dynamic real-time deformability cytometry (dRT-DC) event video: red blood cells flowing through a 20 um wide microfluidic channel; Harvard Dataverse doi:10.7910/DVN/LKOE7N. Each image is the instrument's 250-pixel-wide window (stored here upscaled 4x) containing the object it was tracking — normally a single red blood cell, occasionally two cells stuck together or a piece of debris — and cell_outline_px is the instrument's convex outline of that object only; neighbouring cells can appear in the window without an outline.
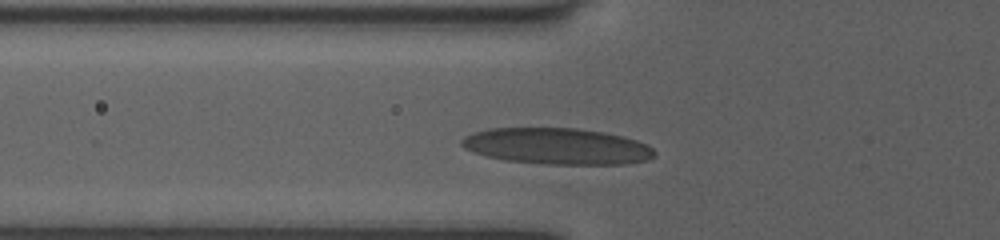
{"species": "human", "species_latin": "Homo sapiens", "temperature_condition": "room temperature", "stored_images_in_passage": 28, "camera_frame_rate_fps": 3000, "um_per_image_px": 0.085, "donor": {"sex": "female"}, "frame": {"image": 1, "passage_image": 2, "time_ms": 0.333, "image_size_px": [1000, 240], "cell_outline_px": [[656, 152], [648, 160], [624, 164], [548, 164], [504, 160], [488, 156], [464, 148], [460, 144], [460, 140], [464, 136], [472, 132], [488, 128], [576, 128], [604, 132], [624, 136], [648, 144]], "centroid_in_image_um": [47.35, 12.42], "position_along_channel_um": 78.5, "area_um2": 40.86}}
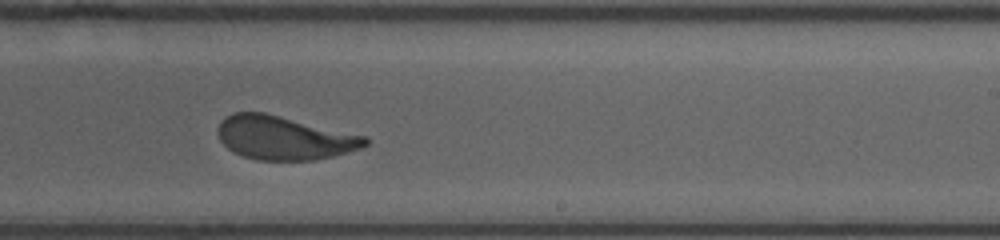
{"frame": {"image": 2, "passage_image": 16, "time_ms": 5.0, "image_size_px": [1000, 240], "cell_outline_px": [[372, 140], [368, 144], [360, 148], [332, 156], [312, 160], [256, 160], [232, 152], [220, 140], [216, 132], [216, 128], [220, 120], [224, 116], [232, 112], [264, 112], [368, 136]], "centroid_in_image_um": [24.13, 11.7], "position_along_channel_um": 264.9, "area_um2": 37.86}}
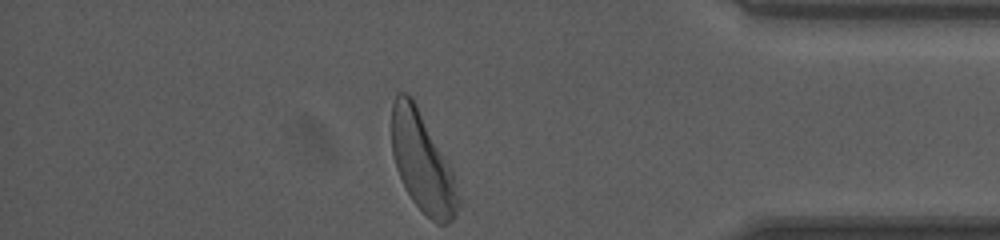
{"frame": {"image": 3, "passage_image": 28, "time_ms": 9.0, "image_size_px": [1000, 240], "cell_outline_px": [[460, 204], [456, 216], [448, 224], [436, 224], [412, 200], [396, 168], [392, 152], [392, 104], [396, 92], [408, 92], [412, 96], [452, 168], [460, 196]], "centroid_in_image_um": [35.92, 13.79], "position_along_channel_um": 399.3, "area_um2": 38.67}, "authors_computed_cell_mechanics": {"area_um2": 38.148, "velocity_mm_per_s": 3.9813, "shape_relaxation_time_tau1_ms": 3.6432, "shape_relaxation_time_tau2_ms": null, "deformation_change_tau1": 0.1535, "deformation_change_tau2": null}}